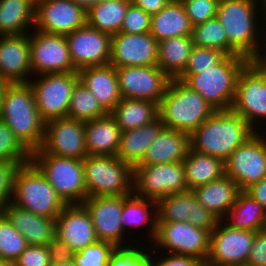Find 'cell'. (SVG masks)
<instances>
[{"label": "cell", "instance_id": "cell-1", "mask_svg": "<svg viewBox=\"0 0 266 266\" xmlns=\"http://www.w3.org/2000/svg\"><path fill=\"white\" fill-rule=\"evenodd\" d=\"M256 132L232 109L216 110L190 134V149L221 158L225 162L237 147Z\"/></svg>", "mask_w": 266, "mask_h": 266}, {"label": "cell", "instance_id": "cell-2", "mask_svg": "<svg viewBox=\"0 0 266 266\" xmlns=\"http://www.w3.org/2000/svg\"><path fill=\"white\" fill-rule=\"evenodd\" d=\"M0 120L30 152L40 149L44 140L45 121L40 117L29 83H11L0 107Z\"/></svg>", "mask_w": 266, "mask_h": 266}, {"label": "cell", "instance_id": "cell-3", "mask_svg": "<svg viewBox=\"0 0 266 266\" xmlns=\"http://www.w3.org/2000/svg\"><path fill=\"white\" fill-rule=\"evenodd\" d=\"M216 110L195 90L178 78L170 79L158 105L166 128L191 134Z\"/></svg>", "mask_w": 266, "mask_h": 266}, {"label": "cell", "instance_id": "cell-4", "mask_svg": "<svg viewBox=\"0 0 266 266\" xmlns=\"http://www.w3.org/2000/svg\"><path fill=\"white\" fill-rule=\"evenodd\" d=\"M250 60L227 55L219 64L201 73H182L178 79L198 92L215 110L232 108L241 69Z\"/></svg>", "mask_w": 266, "mask_h": 266}, {"label": "cell", "instance_id": "cell-5", "mask_svg": "<svg viewBox=\"0 0 266 266\" xmlns=\"http://www.w3.org/2000/svg\"><path fill=\"white\" fill-rule=\"evenodd\" d=\"M257 1L219 0L216 17L228 36V55L251 60L258 50L261 51L256 34Z\"/></svg>", "mask_w": 266, "mask_h": 266}, {"label": "cell", "instance_id": "cell-6", "mask_svg": "<svg viewBox=\"0 0 266 266\" xmlns=\"http://www.w3.org/2000/svg\"><path fill=\"white\" fill-rule=\"evenodd\" d=\"M12 203L48 218H56L66 206L32 162L21 165L15 175Z\"/></svg>", "mask_w": 266, "mask_h": 266}, {"label": "cell", "instance_id": "cell-7", "mask_svg": "<svg viewBox=\"0 0 266 266\" xmlns=\"http://www.w3.org/2000/svg\"><path fill=\"white\" fill-rule=\"evenodd\" d=\"M31 162L45 176L66 205L82 204L88 197L83 160L32 152Z\"/></svg>", "mask_w": 266, "mask_h": 266}, {"label": "cell", "instance_id": "cell-8", "mask_svg": "<svg viewBox=\"0 0 266 266\" xmlns=\"http://www.w3.org/2000/svg\"><path fill=\"white\" fill-rule=\"evenodd\" d=\"M83 167L88 197L133 193V167L117 156L88 155Z\"/></svg>", "mask_w": 266, "mask_h": 266}, {"label": "cell", "instance_id": "cell-9", "mask_svg": "<svg viewBox=\"0 0 266 266\" xmlns=\"http://www.w3.org/2000/svg\"><path fill=\"white\" fill-rule=\"evenodd\" d=\"M189 191L183 162L136 165L133 167V193L158 201L169 194Z\"/></svg>", "mask_w": 266, "mask_h": 266}, {"label": "cell", "instance_id": "cell-10", "mask_svg": "<svg viewBox=\"0 0 266 266\" xmlns=\"http://www.w3.org/2000/svg\"><path fill=\"white\" fill-rule=\"evenodd\" d=\"M42 75V76H41ZM38 80L28 81L32 87L40 117L46 122L67 117L71 96L79 81L78 71L40 74Z\"/></svg>", "mask_w": 266, "mask_h": 266}, {"label": "cell", "instance_id": "cell-11", "mask_svg": "<svg viewBox=\"0 0 266 266\" xmlns=\"http://www.w3.org/2000/svg\"><path fill=\"white\" fill-rule=\"evenodd\" d=\"M210 233L189 222H157L154 244L170 250L169 253L196 257L205 264L210 249Z\"/></svg>", "mask_w": 266, "mask_h": 266}, {"label": "cell", "instance_id": "cell-12", "mask_svg": "<svg viewBox=\"0 0 266 266\" xmlns=\"http://www.w3.org/2000/svg\"><path fill=\"white\" fill-rule=\"evenodd\" d=\"M223 221L219 220L210 233L209 255L204 266H242L247 263L256 232L235 229Z\"/></svg>", "mask_w": 266, "mask_h": 266}, {"label": "cell", "instance_id": "cell-13", "mask_svg": "<svg viewBox=\"0 0 266 266\" xmlns=\"http://www.w3.org/2000/svg\"><path fill=\"white\" fill-rule=\"evenodd\" d=\"M259 134L256 132L237 147L225 161V174L237 183L240 190L266 177V139Z\"/></svg>", "mask_w": 266, "mask_h": 266}, {"label": "cell", "instance_id": "cell-14", "mask_svg": "<svg viewBox=\"0 0 266 266\" xmlns=\"http://www.w3.org/2000/svg\"><path fill=\"white\" fill-rule=\"evenodd\" d=\"M34 152L83 160L88 156L85 141V122L61 117L45 122L44 140Z\"/></svg>", "mask_w": 266, "mask_h": 266}, {"label": "cell", "instance_id": "cell-15", "mask_svg": "<svg viewBox=\"0 0 266 266\" xmlns=\"http://www.w3.org/2000/svg\"><path fill=\"white\" fill-rule=\"evenodd\" d=\"M231 109L253 128L258 123H255L257 118L266 119V72L261 71L251 60L239 73Z\"/></svg>", "mask_w": 266, "mask_h": 266}, {"label": "cell", "instance_id": "cell-16", "mask_svg": "<svg viewBox=\"0 0 266 266\" xmlns=\"http://www.w3.org/2000/svg\"><path fill=\"white\" fill-rule=\"evenodd\" d=\"M34 32L36 33L30 36L32 72L48 74L78 71L72 63L65 35L40 30Z\"/></svg>", "mask_w": 266, "mask_h": 266}, {"label": "cell", "instance_id": "cell-17", "mask_svg": "<svg viewBox=\"0 0 266 266\" xmlns=\"http://www.w3.org/2000/svg\"><path fill=\"white\" fill-rule=\"evenodd\" d=\"M122 98L150 100L159 105L170 78L155 66H123L116 68Z\"/></svg>", "mask_w": 266, "mask_h": 266}, {"label": "cell", "instance_id": "cell-18", "mask_svg": "<svg viewBox=\"0 0 266 266\" xmlns=\"http://www.w3.org/2000/svg\"><path fill=\"white\" fill-rule=\"evenodd\" d=\"M86 25V10L72 0H36L34 27L67 35Z\"/></svg>", "mask_w": 266, "mask_h": 266}, {"label": "cell", "instance_id": "cell-19", "mask_svg": "<svg viewBox=\"0 0 266 266\" xmlns=\"http://www.w3.org/2000/svg\"><path fill=\"white\" fill-rule=\"evenodd\" d=\"M157 222H189L193 226L209 230L219 219L207 210L192 191L169 194L157 201Z\"/></svg>", "mask_w": 266, "mask_h": 266}, {"label": "cell", "instance_id": "cell-20", "mask_svg": "<svg viewBox=\"0 0 266 266\" xmlns=\"http://www.w3.org/2000/svg\"><path fill=\"white\" fill-rule=\"evenodd\" d=\"M74 67L103 66L110 62L111 35L87 24L65 35Z\"/></svg>", "mask_w": 266, "mask_h": 266}, {"label": "cell", "instance_id": "cell-21", "mask_svg": "<svg viewBox=\"0 0 266 266\" xmlns=\"http://www.w3.org/2000/svg\"><path fill=\"white\" fill-rule=\"evenodd\" d=\"M158 63V41L149 33L119 32L111 37L109 64L123 66H155Z\"/></svg>", "mask_w": 266, "mask_h": 266}, {"label": "cell", "instance_id": "cell-22", "mask_svg": "<svg viewBox=\"0 0 266 266\" xmlns=\"http://www.w3.org/2000/svg\"><path fill=\"white\" fill-rule=\"evenodd\" d=\"M82 205L91 217L98 241H106L121 248L124 244L122 240L125 231L120 219L123 210V195L91 196L87 197Z\"/></svg>", "mask_w": 266, "mask_h": 266}, {"label": "cell", "instance_id": "cell-23", "mask_svg": "<svg viewBox=\"0 0 266 266\" xmlns=\"http://www.w3.org/2000/svg\"><path fill=\"white\" fill-rule=\"evenodd\" d=\"M55 236L73 252L98 241L91 217L82 204L66 205L57 215Z\"/></svg>", "mask_w": 266, "mask_h": 266}, {"label": "cell", "instance_id": "cell-24", "mask_svg": "<svg viewBox=\"0 0 266 266\" xmlns=\"http://www.w3.org/2000/svg\"><path fill=\"white\" fill-rule=\"evenodd\" d=\"M27 34L0 35V75L11 83H28L32 73Z\"/></svg>", "mask_w": 266, "mask_h": 266}, {"label": "cell", "instance_id": "cell-25", "mask_svg": "<svg viewBox=\"0 0 266 266\" xmlns=\"http://www.w3.org/2000/svg\"><path fill=\"white\" fill-rule=\"evenodd\" d=\"M3 214L28 245L46 246L55 237L56 218L36 215L12 202L5 206Z\"/></svg>", "mask_w": 266, "mask_h": 266}, {"label": "cell", "instance_id": "cell-26", "mask_svg": "<svg viewBox=\"0 0 266 266\" xmlns=\"http://www.w3.org/2000/svg\"><path fill=\"white\" fill-rule=\"evenodd\" d=\"M78 75L79 81L108 113L121 101L117 72L113 65L84 67L78 70Z\"/></svg>", "mask_w": 266, "mask_h": 266}, {"label": "cell", "instance_id": "cell-27", "mask_svg": "<svg viewBox=\"0 0 266 266\" xmlns=\"http://www.w3.org/2000/svg\"><path fill=\"white\" fill-rule=\"evenodd\" d=\"M189 149L190 134L165 127L137 165L183 162Z\"/></svg>", "mask_w": 266, "mask_h": 266}, {"label": "cell", "instance_id": "cell-28", "mask_svg": "<svg viewBox=\"0 0 266 266\" xmlns=\"http://www.w3.org/2000/svg\"><path fill=\"white\" fill-rule=\"evenodd\" d=\"M240 191L237 183L226 174L192 190L198 202L219 220H223L230 211Z\"/></svg>", "mask_w": 266, "mask_h": 266}, {"label": "cell", "instance_id": "cell-29", "mask_svg": "<svg viewBox=\"0 0 266 266\" xmlns=\"http://www.w3.org/2000/svg\"><path fill=\"white\" fill-rule=\"evenodd\" d=\"M121 133V129L110 113L85 122V141L88 155L116 156Z\"/></svg>", "mask_w": 266, "mask_h": 266}, {"label": "cell", "instance_id": "cell-30", "mask_svg": "<svg viewBox=\"0 0 266 266\" xmlns=\"http://www.w3.org/2000/svg\"><path fill=\"white\" fill-rule=\"evenodd\" d=\"M193 26L180 0H171L160 12L151 16L149 33L159 42L167 38L192 36Z\"/></svg>", "mask_w": 266, "mask_h": 266}, {"label": "cell", "instance_id": "cell-31", "mask_svg": "<svg viewBox=\"0 0 266 266\" xmlns=\"http://www.w3.org/2000/svg\"><path fill=\"white\" fill-rule=\"evenodd\" d=\"M164 128L165 125L158 117L152 123L123 131L116 156L132 167L136 166Z\"/></svg>", "mask_w": 266, "mask_h": 266}, {"label": "cell", "instance_id": "cell-32", "mask_svg": "<svg viewBox=\"0 0 266 266\" xmlns=\"http://www.w3.org/2000/svg\"><path fill=\"white\" fill-rule=\"evenodd\" d=\"M185 182L189 191L225 175V162L218 157L189 149L183 160Z\"/></svg>", "mask_w": 266, "mask_h": 266}, {"label": "cell", "instance_id": "cell-33", "mask_svg": "<svg viewBox=\"0 0 266 266\" xmlns=\"http://www.w3.org/2000/svg\"><path fill=\"white\" fill-rule=\"evenodd\" d=\"M194 47L192 36L167 38L158 42V63L170 78H178L186 69Z\"/></svg>", "mask_w": 266, "mask_h": 266}, {"label": "cell", "instance_id": "cell-34", "mask_svg": "<svg viewBox=\"0 0 266 266\" xmlns=\"http://www.w3.org/2000/svg\"><path fill=\"white\" fill-rule=\"evenodd\" d=\"M110 115L123 132L156 120L159 117L158 104L150 100L122 98Z\"/></svg>", "mask_w": 266, "mask_h": 266}, {"label": "cell", "instance_id": "cell-35", "mask_svg": "<svg viewBox=\"0 0 266 266\" xmlns=\"http://www.w3.org/2000/svg\"><path fill=\"white\" fill-rule=\"evenodd\" d=\"M225 222L230 227L247 231H261L266 229V211L262 205L241 190L237 196L235 204L225 215ZM228 220V223H227Z\"/></svg>", "mask_w": 266, "mask_h": 266}, {"label": "cell", "instance_id": "cell-36", "mask_svg": "<svg viewBox=\"0 0 266 266\" xmlns=\"http://www.w3.org/2000/svg\"><path fill=\"white\" fill-rule=\"evenodd\" d=\"M36 0H0V35H20L34 26Z\"/></svg>", "mask_w": 266, "mask_h": 266}, {"label": "cell", "instance_id": "cell-37", "mask_svg": "<svg viewBox=\"0 0 266 266\" xmlns=\"http://www.w3.org/2000/svg\"><path fill=\"white\" fill-rule=\"evenodd\" d=\"M130 0H105L86 11V24L109 35L120 32Z\"/></svg>", "mask_w": 266, "mask_h": 266}, {"label": "cell", "instance_id": "cell-38", "mask_svg": "<svg viewBox=\"0 0 266 266\" xmlns=\"http://www.w3.org/2000/svg\"><path fill=\"white\" fill-rule=\"evenodd\" d=\"M152 206L157 207V202L144 197H139L134 193L131 195H123V210L120 217L123 229L127 226H143L150 221V223L152 222V225H150L151 231L149 236L152 242H154L156 235L157 210H155V214L153 213L152 215L153 220L152 218L150 219L151 214L149 213V208H153Z\"/></svg>", "mask_w": 266, "mask_h": 266}, {"label": "cell", "instance_id": "cell-39", "mask_svg": "<svg viewBox=\"0 0 266 266\" xmlns=\"http://www.w3.org/2000/svg\"><path fill=\"white\" fill-rule=\"evenodd\" d=\"M108 112L100 105L88 88L78 81L73 89L67 117L88 122L107 115Z\"/></svg>", "mask_w": 266, "mask_h": 266}, {"label": "cell", "instance_id": "cell-40", "mask_svg": "<svg viewBox=\"0 0 266 266\" xmlns=\"http://www.w3.org/2000/svg\"><path fill=\"white\" fill-rule=\"evenodd\" d=\"M194 45L216 49L228 55V36L217 17L193 26Z\"/></svg>", "mask_w": 266, "mask_h": 266}, {"label": "cell", "instance_id": "cell-41", "mask_svg": "<svg viewBox=\"0 0 266 266\" xmlns=\"http://www.w3.org/2000/svg\"><path fill=\"white\" fill-rule=\"evenodd\" d=\"M27 246L25 237L15 229L4 214H0V260L15 262Z\"/></svg>", "mask_w": 266, "mask_h": 266}, {"label": "cell", "instance_id": "cell-42", "mask_svg": "<svg viewBox=\"0 0 266 266\" xmlns=\"http://www.w3.org/2000/svg\"><path fill=\"white\" fill-rule=\"evenodd\" d=\"M0 162H31V153L15 137L9 126L0 120Z\"/></svg>", "mask_w": 266, "mask_h": 266}, {"label": "cell", "instance_id": "cell-43", "mask_svg": "<svg viewBox=\"0 0 266 266\" xmlns=\"http://www.w3.org/2000/svg\"><path fill=\"white\" fill-rule=\"evenodd\" d=\"M117 247L106 241H97L78 252H74L75 266H108L110 256Z\"/></svg>", "mask_w": 266, "mask_h": 266}, {"label": "cell", "instance_id": "cell-44", "mask_svg": "<svg viewBox=\"0 0 266 266\" xmlns=\"http://www.w3.org/2000/svg\"><path fill=\"white\" fill-rule=\"evenodd\" d=\"M226 56L220 50L194 45L183 73H201L219 64Z\"/></svg>", "mask_w": 266, "mask_h": 266}, {"label": "cell", "instance_id": "cell-45", "mask_svg": "<svg viewBox=\"0 0 266 266\" xmlns=\"http://www.w3.org/2000/svg\"><path fill=\"white\" fill-rule=\"evenodd\" d=\"M144 249L124 246L117 248L110 256L108 266H153L151 254L143 252Z\"/></svg>", "mask_w": 266, "mask_h": 266}, {"label": "cell", "instance_id": "cell-46", "mask_svg": "<svg viewBox=\"0 0 266 266\" xmlns=\"http://www.w3.org/2000/svg\"><path fill=\"white\" fill-rule=\"evenodd\" d=\"M192 26L216 17L219 0H180Z\"/></svg>", "mask_w": 266, "mask_h": 266}, {"label": "cell", "instance_id": "cell-47", "mask_svg": "<svg viewBox=\"0 0 266 266\" xmlns=\"http://www.w3.org/2000/svg\"><path fill=\"white\" fill-rule=\"evenodd\" d=\"M151 27V16L142 8L130 3L120 32L129 34L147 33Z\"/></svg>", "mask_w": 266, "mask_h": 266}, {"label": "cell", "instance_id": "cell-48", "mask_svg": "<svg viewBox=\"0 0 266 266\" xmlns=\"http://www.w3.org/2000/svg\"><path fill=\"white\" fill-rule=\"evenodd\" d=\"M20 167L19 162H0V214L12 202L10 197H13L14 179Z\"/></svg>", "mask_w": 266, "mask_h": 266}, {"label": "cell", "instance_id": "cell-49", "mask_svg": "<svg viewBox=\"0 0 266 266\" xmlns=\"http://www.w3.org/2000/svg\"><path fill=\"white\" fill-rule=\"evenodd\" d=\"M14 264L15 266H51L52 263L46 246L28 245Z\"/></svg>", "mask_w": 266, "mask_h": 266}, {"label": "cell", "instance_id": "cell-50", "mask_svg": "<svg viewBox=\"0 0 266 266\" xmlns=\"http://www.w3.org/2000/svg\"><path fill=\"white\" fill-rule=\"evenodd\" d=\"M247 263L266 266V229L256 231Z\"/></svg>", "mask_w": 266, "mask_h": 266}, {"label": "cell", "instance_id": "cell-51", "mask_svg": "<svg viewBox=\"0 0 266 266\" xmlns=\"http://www.w3.org/2000/svg\"><path fill=\"white\" fill-rule=\"evenodd\" d=\"M52 264L73 260L74 252L56 236L46 245Z\"/></svg>", "mask_w": 266, "mask_h": 266}, {"label": "cell", "instance_id": "cell-52", "mask_svg": "<svg viewBox=\"0 0 266 266\" xmlns=\"http://www.w3.org/2000/svg\"><path fill=\"white\" fill-rule=\"evenodd\" d=\"M153 258V266H204V263L196 257L170 253L167 257L155 262Z\"/></svg>", "mask_w": 266, "mask_h": 266}, {"label": "cell", "instance_id": "cell-53", "mask_svg": "<svg viewBox=\"0 0 266 266\" xmlns=\"http://www.w3.org/2000/svg\"><path fill=\"white\" fill-rule=\"evenodd\" d=\"M132 4L142 8L150 16L160 12L171 0H130Z\"/></svg>", "mask_w": 266, "mask_h": 266}, {"label": "cell", "instance_id": "cell-54", "mask_svg": "<svg viewBox=\"0 0 266 266\" xmlns=\"http://www.w3.org/2000/svg\"><path fill=\"white\" fill-rule=\"evenodd\" d=\"M244 191L258 201L266 211V177L250 185Z\"/></svg>", "mask_w": 266, "mask_h": 266}, {"label": "cell", "instance_id": "cell-55", "mask_svg": "<svg viewBox=\"0 0 266 266\" xmlns=\"http://www.w3.org/2000/svg\"><path fill=\"white\" fill-rule=\"evenodd\" d=\"M266 41V40H265ZM266 46V43H265ZM263 46L264 48H266ZM266 52V51H264ZM266 54V53H265ZM251 61L263 72H266V55L264 56L260 51L251 59Z\"/></svg>", "mask_w": 266, "mask_h": 266}, {"label": "cell", "instance_id": "cell-56", "mask_svg": "<svg viewBox=\"0 0 266 266\" xmlns=\"http://www.w3.org/2000/svg\"><path fill=\"white\" fill-rule=\"evenodd\" d=\"M77 5L83 7L86 11L94 4L101 3L105 0H72Z\"/></svg>", "mask_w": 266, "mask_h": 266}, {"label": "cell", "instance_id": "cell-57", "mask_svg": "<svg viewBox=\"0 0 266 266\" xmlns=\"http://www.w3.org/2000/svg\"><path fill=\"white\" fill-rule=\"evenodd\" d=\"M11 84L10 81H7L0 75V107L2 105V101L5 95V92L8 88V86Z\"/></svg>", "mask_w": 266, "mask_h": 266}, {"label": "cell", "instance_id": "cell-58", "mask_svg": "<svg viewBox=\"0 0 266 266\" xmlns=\"http://www.w3.org/2000/svg\"><path fill=\"white\" fill-rule=\"evenodd\" d=\"M51 266H75V263L73 260L59 262L55 264H51Z\"/></svg>", "mask_w": 266, "mask_h": 266}, {"label": "cell", "instance_id": "cell-59", "mask_svg": "<svg viewBox=\"0 0 266 266\" xmlns=\"http://www.w3.org/2000/svg\"><path fill=\"white\" fill-rule=\"evenodd\" d=\"M0 266H15V264L11 261L0 260Z\"/></svg>", "mask_w": 266, "mask_h": 266}, {"label": "cell", "instance_id": "cell-60", "mask_svg": "<svg viewBox=\"0 0 266 266\" xmlns=\"http://www.w3.org/2000/svg\"><path fill=\"white\" fill-rule=\"evenodd\" d=\"M261 4L263 5V8H264V9H262V11L264 10V13H265V16H266V0H261ZM264 19H266V17Z\"/></svg>", "mask_w": 266, "mask_h": 266}, {"label": "cell", "instance_id": "cell-61", "mask_svg": "<svg viewBox=\"0 0 266 266\" xmlns=\"http://www.w3.org/2000/svg\"><path fill=\"white\" fill-rule=\"evenodd\" d=\"M242 266H259V265H254V264L246 263V264H243Z\"/></svg>", "mask_w": 266, "mask_h": 266}]
</instances>
